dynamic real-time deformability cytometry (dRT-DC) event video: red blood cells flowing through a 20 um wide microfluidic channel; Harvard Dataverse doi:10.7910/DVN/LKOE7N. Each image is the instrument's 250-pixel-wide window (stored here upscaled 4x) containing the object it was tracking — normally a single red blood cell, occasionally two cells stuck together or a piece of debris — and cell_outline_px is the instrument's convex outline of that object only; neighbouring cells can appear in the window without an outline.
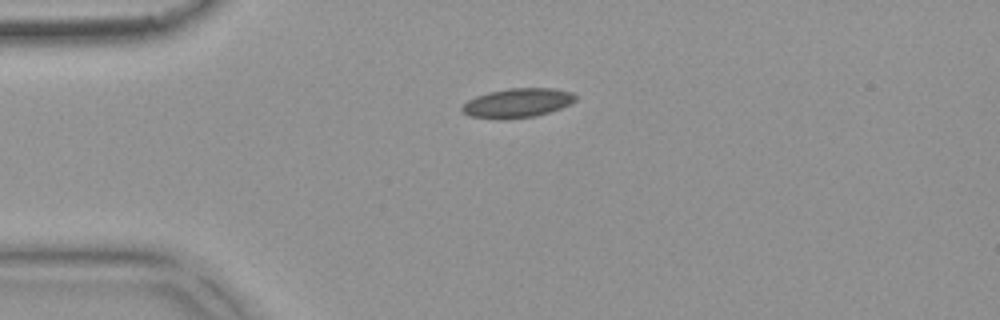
{"species": "common noctule bat (a hibernating species)", "species_latin": "Nyctalus noctula", "temperature_condition": "warm", "stored_images_in_passage": 48, "camera_frame_rate_fps": 3000, "um_per_image_px": 0.085, "animal": {"sex": "female", "body_mass_g": 18.4}, "frame": {"image": 1, "passage_image": 7, "time_ms": 2.0, "image_size_px": [1000, 320], "cell_outline_px": [[576, 100], [560, 108], [536, 116], [504, 120], [500, 120], [468, 116], [460, 108], [468, 100], [476, 96], [488, 92], [508, 88], [552, 88], [572, 92], [576, 96]], "centroid_in_image_um": [43.95, 8.76], "position_along_channel_um": 41.1, "area_um2": 19.42}}
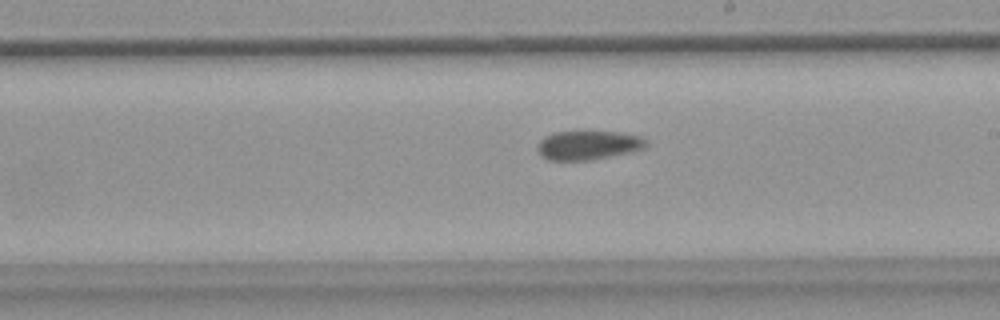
{"frame": {"image": 2, "passage_image": 25, "time_ms": 8.0, "image_size_px": [1000, 320], "cell_outline_px": [[648, 144], [644, 148], [632, 152], [592, 160], [548, 160], [540, 152], [540, 140], [544, 136], [552, 132], [584, 128], [620, 132], [640, 136]], "centroid_in_image_um": [50.02, 12.28], "position_along_channel_um": 239.0, "area_um2": 19.13}}
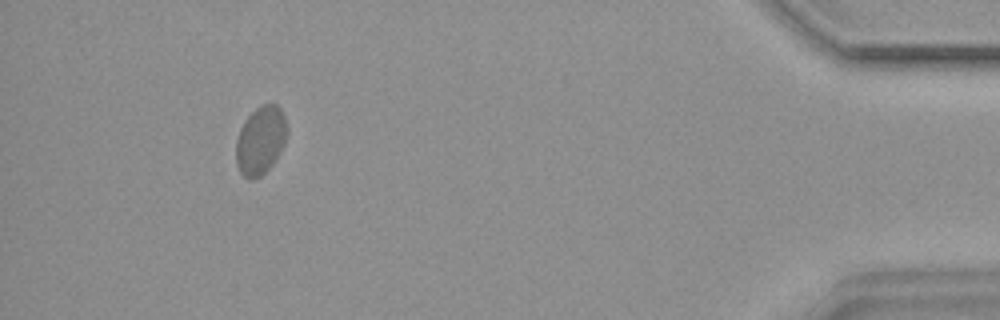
{"frame": {"image": 3, "passage_image": 44, "time_ms": 14.333, "image_size_px": [1000, 320], "cell_outline_px": [[288, 136], [276, 160], [260, 176], [252, 180], [248, 180], [240, 172], [236, 164], [236, 140], [240, 128], [244, 120], [260, 104], [276, 104], [280, 108], [284, 116], [288, 128]], "centroid_in_image_um": [22.15, 11.93], "position_along_channel_um": 413.0, "area_um2": 20.52}, "authors_computed_cell_mechanics": {"area_um2": 19.1896, "velocity_mm_per_s": 3.743, "shape_relaxation_time_tau1_ms": null, "shape_relaxation_time_tau2_ms": 2.8556, "deformation_change_tau1": null, "deformation_change_tau2": 0.0576}}